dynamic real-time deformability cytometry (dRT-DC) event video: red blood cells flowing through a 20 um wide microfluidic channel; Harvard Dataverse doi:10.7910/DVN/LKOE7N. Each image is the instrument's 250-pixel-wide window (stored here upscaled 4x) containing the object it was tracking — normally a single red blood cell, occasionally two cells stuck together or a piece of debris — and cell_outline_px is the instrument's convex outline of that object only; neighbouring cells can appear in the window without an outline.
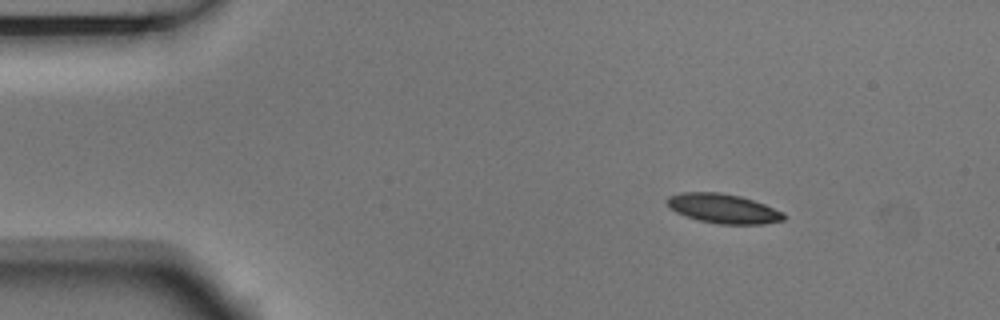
{"species": "Egyptian fruit bat (a non-hibernating species)", "species_latin": "Rousettus aegyptiacus", "temperature_condition": "room temperature", "stored_images_in_passage": 5, "camera_frame_rate_fps": 3000, "um_per_image_px": 0.085, "animal": {"sex": "male"}, "frame": {"image": 1, "passage_image": 2, "time_ms": 0.333, "image_size_px": [1000, 320], "cell_outline_px": [[784, 220], [764, 224], [720, 224], [700, 220], [684, 216], [668, 208], [664, 200], [668, 196], [680, 192], [720, 192], [740, 196], [764, 204], [784, 212]], "centroid_in_image_um": [61.42, 17.72], "position_along_channel_um": 23.6, "area_um2": 20.17}}
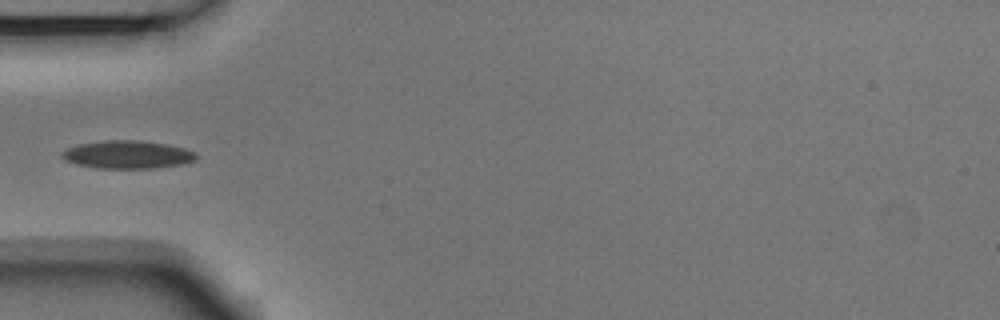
{"frame": {"image": 2, "passage_image": 5, "time_ms": 1.333, "image_size_px": [1000, 320], "cell_outline_px": [[196, 160], [184, 164], [156, 168], [96, 168], [76, 164], [64, 160], [60, 156], [60, 152], [76, 144], [104, 140], [140, 140], [168, 144], [184, 148], [196, 152]], "centroid_in_image_um": [10.82, 13.14], "position_along_channel_um": 74.2, "area_um2": 22.2}}